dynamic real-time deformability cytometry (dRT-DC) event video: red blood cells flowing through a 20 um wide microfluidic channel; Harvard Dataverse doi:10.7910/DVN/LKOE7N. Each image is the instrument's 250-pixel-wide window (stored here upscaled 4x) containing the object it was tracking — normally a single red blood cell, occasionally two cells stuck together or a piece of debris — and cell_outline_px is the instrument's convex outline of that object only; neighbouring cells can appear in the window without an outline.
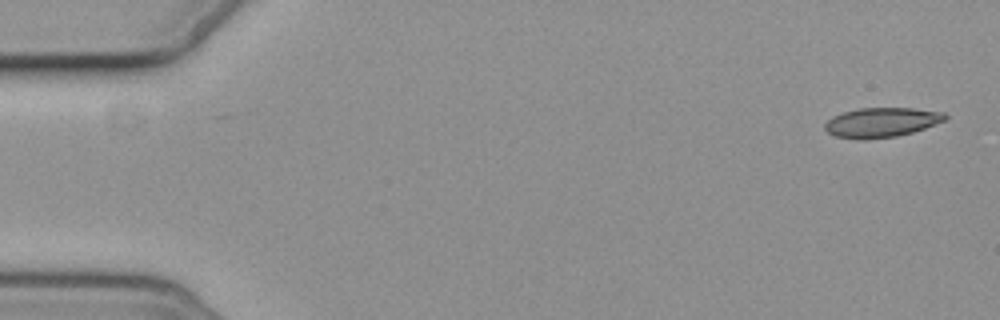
{"species": "common noctule bat (a hibernating species)", "species_latin": "Nyctalus noctula", "temperature_condition": "cold", "stored_images_in_passage": 6, "segment_of_instrument_passage": [1, 2], "camera_frame_rate_fps": 3000, "um_per_image_px": 0.085, "animal": {"sex": "female", "body_mass_g": 19.3, "forearm_length_mm": 54.1}, "frame": {"image": 1, "passage_image": 1, "time_ms": 0.0, "image_size_px": [1000, 320], "cell_outline_px": [[948, 116], [944, 120], [924, 128], [912, 132], [896, 136], [864, 140], [856, 140], [836, 136], [828, 132], [824, 128], [824, 124], [832, 116], [844, 112], [860, 108], [912, 108], [944, 112]], "centroid_in_image_um": [74.89, 10.41], "position_along_channel_um": 10.1, "area_um2": 20.69}}